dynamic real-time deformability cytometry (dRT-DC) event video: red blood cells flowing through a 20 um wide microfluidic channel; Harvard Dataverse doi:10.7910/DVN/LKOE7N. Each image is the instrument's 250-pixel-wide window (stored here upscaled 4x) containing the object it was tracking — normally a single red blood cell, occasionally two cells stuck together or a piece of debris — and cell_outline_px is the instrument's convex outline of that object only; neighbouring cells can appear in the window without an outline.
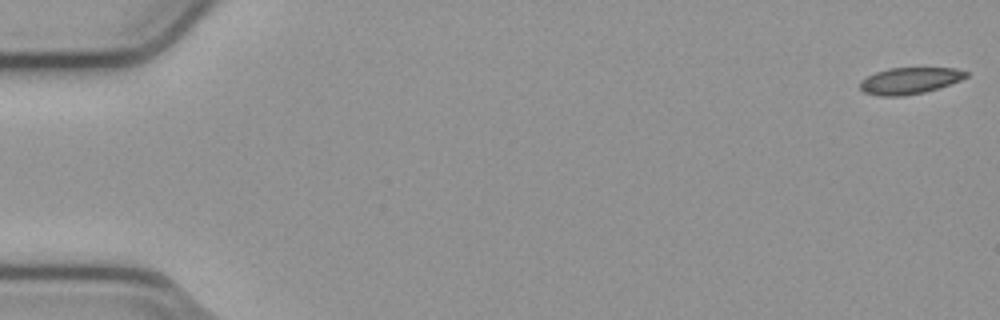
{"species": "common noctule bat (a hibernating species)", "species_latin": "Nyctalus noctula", "temperature_condition": "cold", "stored_images_in_passage": 52, "camera_frame_rate_fps": 3000, "um_per_image_px": 0.085, "animal": {"sex": "male", "body_mass_g": 23.1, "forearm_length_mm": 52.7}, "frame": {"image": 1, "passage_image": 1, "time_ms": 0.0, "image_size_px": [1000, 320], "cell_outline_px": [[968, 76], [960, 80], [924, 92], [904, 96], [880, 96], [864, 92], [860, 88], [860, 80], [876, 72], [888, 68], [956, 68], [968, 72]], "centroid_in_image_um": [77.3, 6.85], "position_along_channel_um": 7.7, "area_um2": 16.24}}
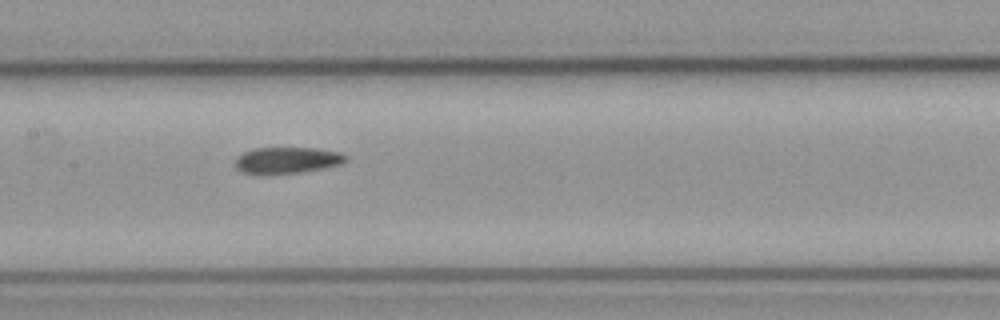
{"frame": {"image": 2, "passage_image": 27, "time_ms": 8.667, "image_size_px": [1000, 320], "cell_outline_px": [[348, 160], [340, 164], [324, 168], [300, 172], [240, 172], [236, 168], [236, 156], [252, 148], [316, 148], [340, 152], [348, 156]], "centroid_in_image_um": [24.45, 13.58], "position_along_channel_um": 183.0, "area_um2": 16.59}}
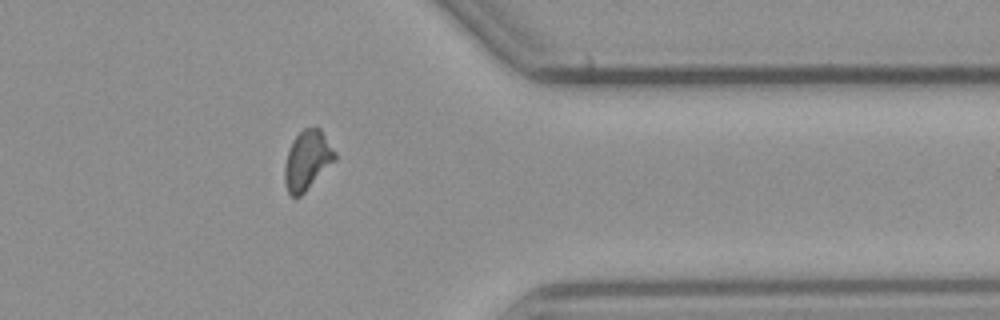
{"frame": {"image": 3, "passage_image": 44, "time_ms": 14.333, "image_size_px": [1000, 320], "cell_outline_px": [[336, 160], [300, 196], [292, 196], [288, 192], [284, 180], [284, 164], [292, 140], [304, 128], [320, 128], [336, 152]], "centroid_in_image_um": [26.12, 13.61], "position_along_channel_um": 385.3, "area_um2": 17.22}, "authors_computed_cell_mechanics": {"area_um2": 17.1088, "velocity_mm_per_s": 3.8039, "shape_relaxation_time_tau1_ms": null, "shape_relaxation_time_tau2_ms": 3.2149, "deformation_change_tau1": null, "deformation_change_tau2": 0.0865}}